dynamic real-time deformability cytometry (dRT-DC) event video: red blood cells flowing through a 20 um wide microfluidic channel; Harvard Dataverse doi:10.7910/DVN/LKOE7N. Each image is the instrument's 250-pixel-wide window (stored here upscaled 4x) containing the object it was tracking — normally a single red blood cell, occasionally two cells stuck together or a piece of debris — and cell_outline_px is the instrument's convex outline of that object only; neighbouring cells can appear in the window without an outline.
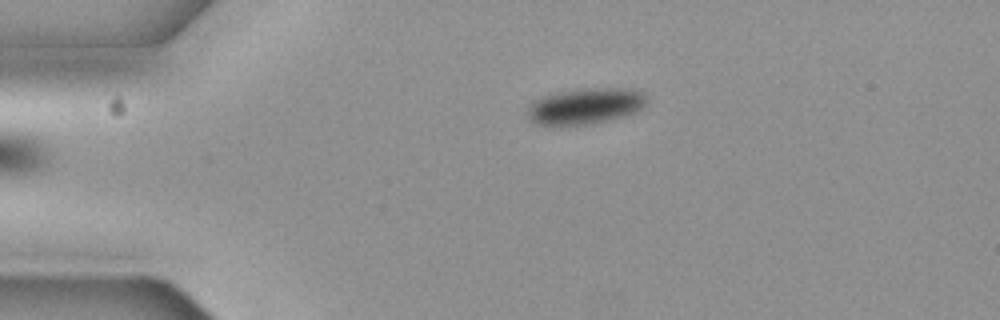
{"species": "common noctule bat (a hibernating species)", "species_latin": "Nyctalus noctula", "temperature_condition": "cold", "stored_images_in_passage": 4, "camera_frame_rate_fps": 3000, "um_per_image_px": 0.085, "animal": {"sex": "female", "body_mass_g": 19.3, "forearm_length_mm": 54.1}, "frame": {"image": 1, "passage_image": 4, "time_ms": 1.0, "image_size_px": [1000, 320], "cell_outline_px": [[648, 100], [636, 112], [624, 116], [608, 120], [588, 124], [552, 128], [548, 128], [532, 124], [528, 120], [528, 104], [532, 100], [540, 96], [556, 92], [580, 88], [632, 88], [648, 96]], "centroid_in_image_um": [49.64, 9.05], "position_along_channel_um": 35.4, "area_um2": 26.13}}